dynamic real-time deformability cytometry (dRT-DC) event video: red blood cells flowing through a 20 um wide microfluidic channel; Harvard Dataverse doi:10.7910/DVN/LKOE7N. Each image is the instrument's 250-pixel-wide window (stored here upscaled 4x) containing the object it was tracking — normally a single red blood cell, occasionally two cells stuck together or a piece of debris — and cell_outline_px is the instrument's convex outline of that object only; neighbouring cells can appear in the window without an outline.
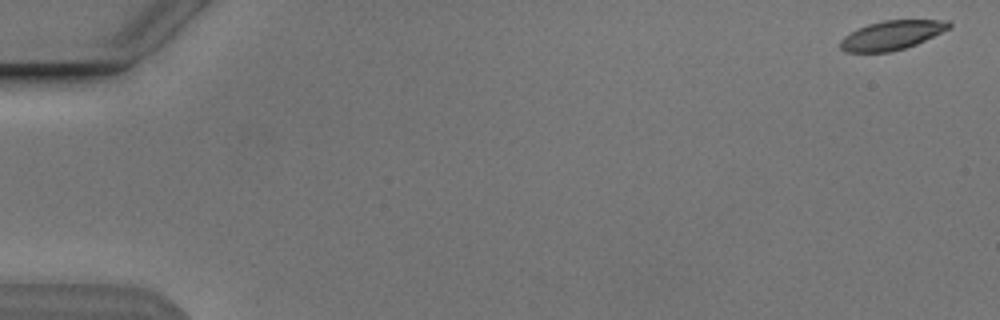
{"species": "Egyptian fruit bat (a non-hibernating species)", "species_latin": "Rousettus aegyptiacus", "temperature_condition": "cold", "stored_images_in_passage": 54, "camera_frame_rate_fps": 3000, "um_per_image_px": 0.085, "animal": {"sex": "male"}, "frame": {"image": 1, "passage_image": 1, "time_ms": 0.0, "image_size_px": [1000, 320], "cell_outline_px": [[952, 24], [948, 28], [916, 44], [904, 48], [888, 52], [844, 52], [840, 48], [840, 40], [844, 36], [868, 24], [884, 20], [948, 20]], "centroid_in_image_um": [75.76, 2.99], "position_along_channel_um": 9.2, "area_um2": 18.09}}
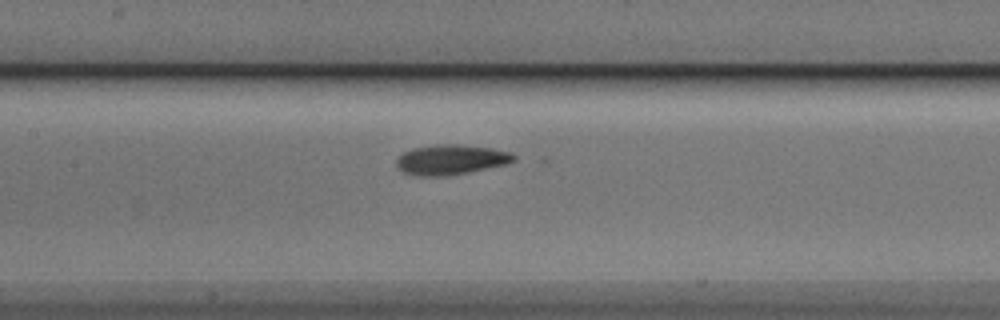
{"frame": {"image": 2, "passage_image": 26, "time_ms": 8.333, "image_size_px": [1000, 320], "cell_outline_px": [[516, 160], [504, 164], [468, 172], [444, 176], [420, 176], [404, 172], [396, 164], [396, 160], [404, 152], [412, 148], [436, 144], [456, 144], [492, 148], [512, 152], [516, 156]], "centroid_in_image_um": [38.34, 13.56], "position_along_channel_um": 169.1, "area_um2": 20.35}}
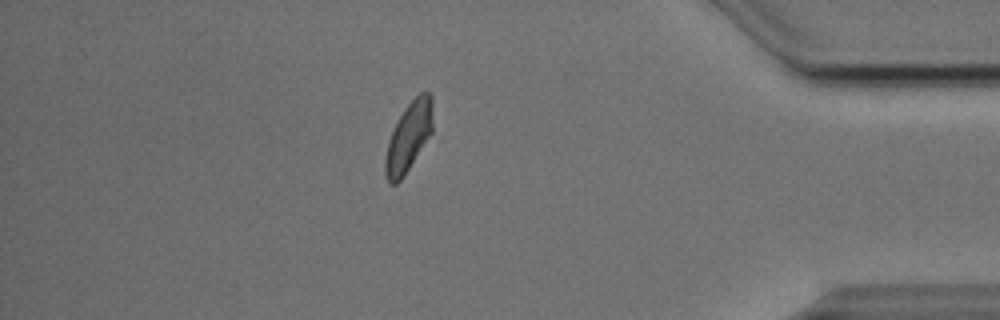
{"frame": {"image": 3, "passage_image": 47, "time_ms": 15.333, "image_size_px": [1000, 320], "cell_outline_px": [[432, 132], [400, 180], [396, 184], [392, 184], [388, 180], [384, 172], [384, 160], [388, 140], [396, 120], [404, 108], [420, 92], [428, 92], [432, 96]], "centroid_in_image_um": [34.71, 11.6], "position_along_channel_um": 400.5, "area_um2": 18.96}, "authors_computed_cell_mechanics": {"area_um2": 19.5364, "velocity_mm_per_s": 3.8064, "shape_relaxation_time_tau1_ms": 2.9611, "shape_relaxation_time_tau2_ms": 1.0295, "deformation_change_tau1": 0.1352, "deformation_change_tau2": 0.0717}}